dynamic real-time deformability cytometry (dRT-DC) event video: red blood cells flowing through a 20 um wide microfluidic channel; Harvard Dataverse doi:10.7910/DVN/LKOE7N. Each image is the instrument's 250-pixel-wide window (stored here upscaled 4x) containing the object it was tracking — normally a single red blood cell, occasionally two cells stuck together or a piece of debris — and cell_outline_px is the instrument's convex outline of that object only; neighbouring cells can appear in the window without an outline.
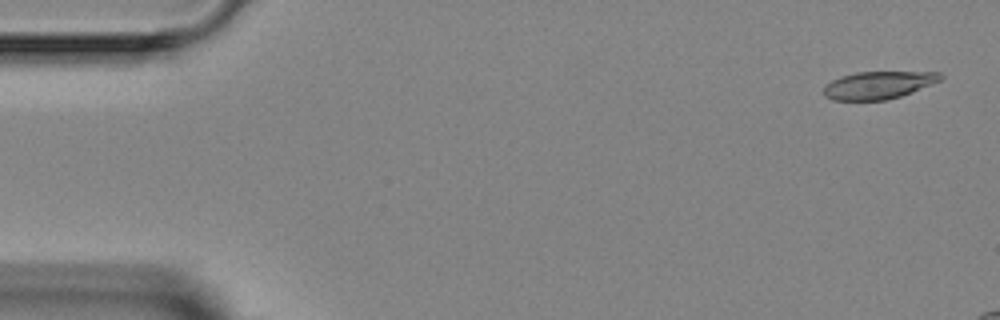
{"species": "Egyptian fruit bat (a non-hibernating species)", "species_latin": "Rousettus aegyptiacus", "temperature_condition": "room temperature", "stored_images_in_passage": 2, "camera_frame_rate_fps": 3000, "um_per_image_px": 0.085, "animal": {"sex": "female"}, "frame": {"image": 1, "passage_image": 2, "time_ms": 1.333, "image_size_px": [1000, 320], "cell_outline_px": [[944, 76], [940, 80], [912, 92], [900, 96], [884, 100], [832, 100], [824, 96], [824, 88], [832, 80], [840, 76], [856, 72], [940, 72]], "centroid_in_image_um": [74.65, 7.23], "position_along_channel_um": 10.4, "area_um2": 18.61}}